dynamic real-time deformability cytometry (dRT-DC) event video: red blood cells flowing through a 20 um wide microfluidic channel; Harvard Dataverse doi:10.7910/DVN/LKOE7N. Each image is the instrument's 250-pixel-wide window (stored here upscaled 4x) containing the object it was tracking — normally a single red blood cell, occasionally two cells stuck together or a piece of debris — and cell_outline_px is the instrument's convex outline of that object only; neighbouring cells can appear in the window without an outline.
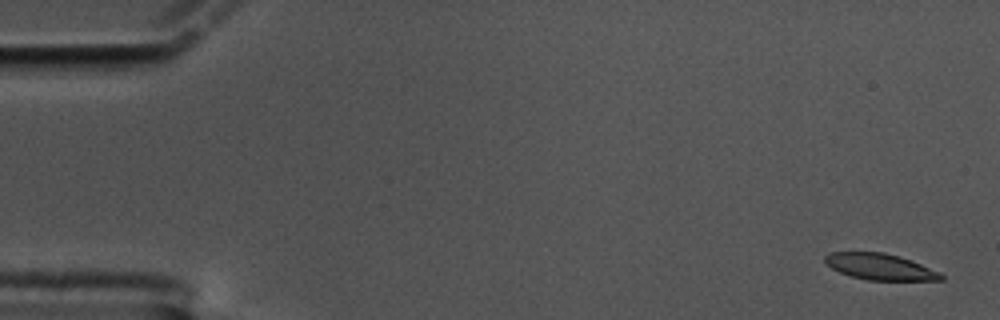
{"species": "common noctule bat (a hibernating species)", "species_latin": "Nyctalus noctula", "temperature_condition": "cold", "stored_images_in_passage": 60, "camera_frame_rate_fps": 3000, "um_per_image_px": 0.085, "animal": {"sex": "male", "body_mass_g": 17.5, "forearm_length_mm": 52.3}, "frame": {"image": 1, "passage_image": 2, "time_ms": 0.333, "image_size_px": [1000, 320], "cell_outline_px": [[944, 280], [868, 280], [852, 276], [840, 272], [832, 268], [824, 260], [824, 256], [828, 252], [884, 252], [900, 256], [940, 272], [944, 276]], "centroid_in_image_um": [74.8, 22.66], "position_along_channel_um": 10.2, "area_um2": 17.63}}
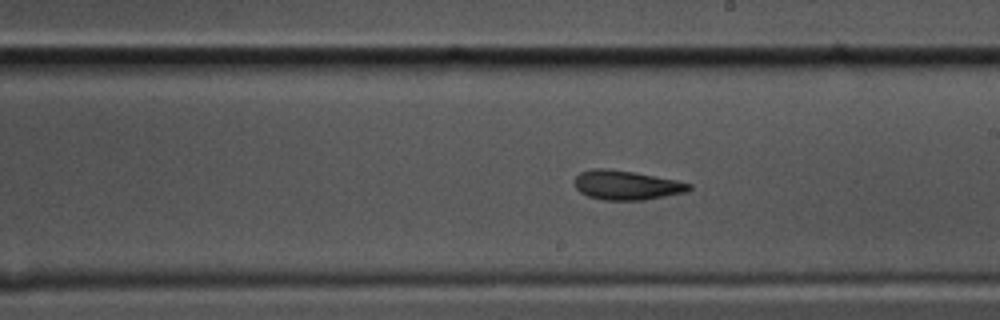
{"frame": {"image": 2, "passage_image": 34, "time_ms": 11.0, "image_size_px": [1000, 320], "cell_outline_px": [[692, 188], [688, 192], [644, 200], [604, 200], [588, 196], [580, 192], [576, 188], [576, 176], [580, 172], [596, 168], [608, 168], [632, 172], [676, 180], [692, 184]], "centroid_in_image_um": [53.28, 15.74], "position_along_channel_um": 235.7, "area_um2": 19.48}}
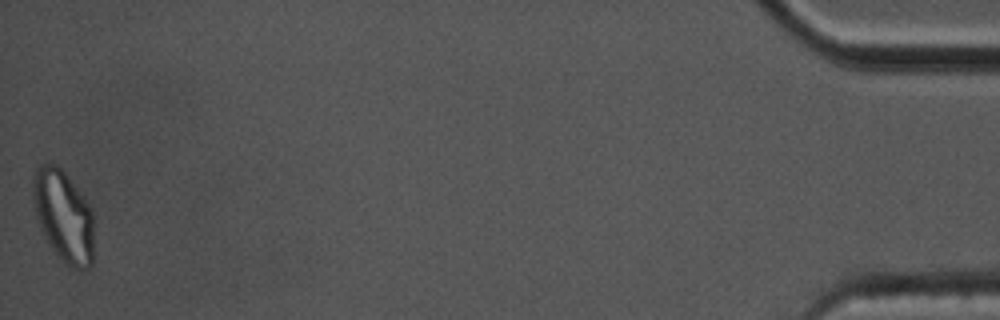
{"frame": {"image": 3, "passage_image": 60, "time_ms": 19.667, "image_size_px": [1000, 320], "cell_outline_px": [[92, 264], [88, 268], [80, 272], [68, 268], [56, 256], [48, 244], [40, 228], [36, 216], [32, 200], [32, 176], [36, 168], [40, 164], [56, 164], [64, 172], [92, 208]], "centroid_in_image_um": [5.36, 18.41], "position_along_channel_um": 429.8, "area_um2": 33.06}, "authors_computed_cell_mechanics": {"area_um2": 19.5942, "velocity_mm_per_s": 3.3407, "shape_relaxation_time_tau1_ms": null, "shape_relaxation_time_tau2_ms": 4.6088, "deformation_change_tau1": null, "deformation_change_tau2": 0.1166}}